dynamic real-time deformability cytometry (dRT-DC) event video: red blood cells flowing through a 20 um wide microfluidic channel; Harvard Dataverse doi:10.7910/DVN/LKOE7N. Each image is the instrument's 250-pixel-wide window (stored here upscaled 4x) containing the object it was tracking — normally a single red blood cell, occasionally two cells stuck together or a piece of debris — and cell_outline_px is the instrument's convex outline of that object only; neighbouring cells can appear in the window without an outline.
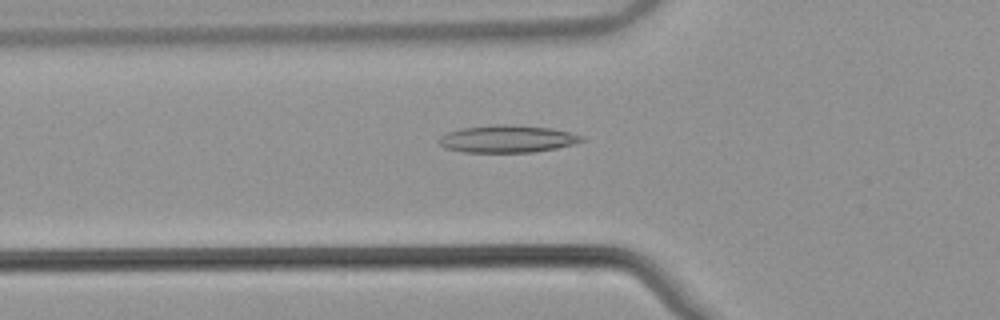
{"species": "common noctule bat (a hibernating species)", "species_latin": "Nyctalus noctula", "temperature_condition": "warm", "stored_images_in_passage": 53, "camera_frame_rate_fps": 3000, "um_per_image_px": 0.085, "animal": {"sex": "male", "body_mass_g": 21.5, "forearm_length_mm": 52.0}, "frame": {"image": 1, "passage_image": 19, "time_ms": 6.0, "image_size_px": [1000, 320], "cell_outline_px": [[584, 140], [572, 144], [556, 148], [532, 152], [464, 152], [444, 148], [436, 140], [440, 136], [448, 132], [464, 128], [492, 124], [512, 124], [552, 128], [584, 136]], "centroid_in_image_um": [43.09, 11.8], "position_along_channel_um": 82.7, "area_um2": 22.77}}
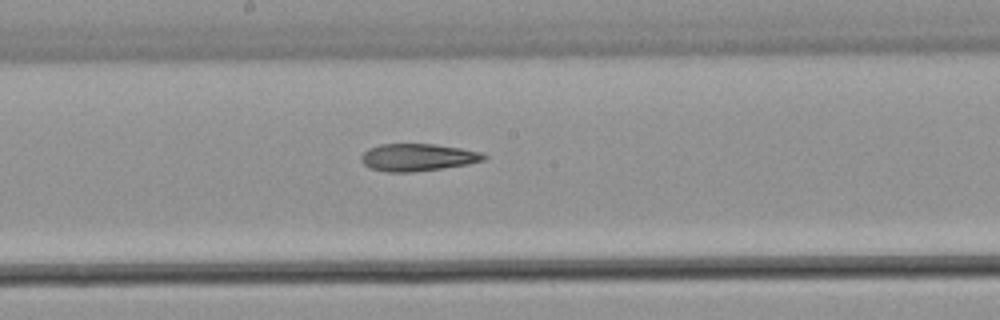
{"frame": {"image": 2, "passage_image": 29, "time_ms": 9.333, "image_size_px": [1000, 320], "cell_outline_px": [[488, 156], [484, 160], [468, 164], [412, 172], [384, 172], [372, 168], [364, 164], [360, 160], [360, 156], [368, 148], [380, 144], [436, 144], [484, 152]], "centroid_in_image_um": [35.51, 13.36], "position_along_channel_um": 212.7, "area_um2": 19.59}}
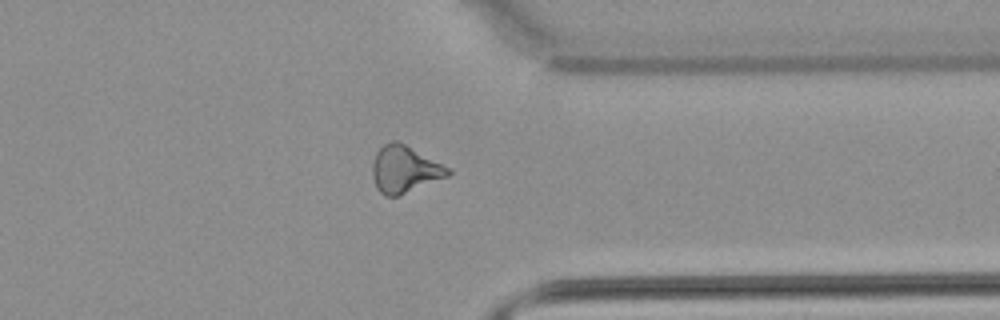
{"frame": {"image": 3, "passage_image": 42, "time_ms": 13.667, "image_size_px": [1000, 320], "cell_outline_px": [[452, 172], [448, 176], [396, 196], [384, 196], [376, 188], [372, 176], [372, 164], [376, 152], [384, 144], [392, 140], [396, 140], [452, 168]], "centroid_in_image_um": [34.38, 14.38], "position_along_channel_um": 377.0, "area_um2": 20.58}, "authors_computed_cell_mechanics": {"area_um2": 21.2126, "velocity_mm_per_s": 3.8856, "shape_relaxation_time_tau1_ms": null, "shape_relaxation_time_tau2_ms": 6.9974, "deformation_change_tau1": null, "deformation_change_tau2": 0.2108}}